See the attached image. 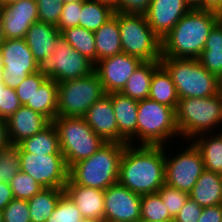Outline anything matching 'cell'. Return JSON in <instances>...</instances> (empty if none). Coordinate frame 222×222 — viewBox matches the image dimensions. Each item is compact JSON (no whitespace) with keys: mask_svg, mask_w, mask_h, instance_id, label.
Wrapping results in <instances>:
<instances>
[{"mask_svg":"<svg viewBox=\"0 0 222 222\" xmlns=\"http://www.w3.org/2000/svg\"><path fill=\"white\" fill-rule=\"evenodd\" d=\"M127 144L104 143L89 158L81 160L69 168L67 183L106 190L118 183L119 165Z\"/></svg>","mask_w":222,"mask_h":222,"instance_id":"3","label":"cell"},{"mask_svg":"<svg viewBox=\"0 0 222 222\" xmlns=\"http://www.w3.org/2000/svg\"><path fill=\"white\" fill-rule=\"evenodd\" d=\"M92 130L105 142L119 143V129L111 97L105 94L95 102L83 117Z\"/></svg>","mask_w":222,"mask_h":222,"instance_id":"19","label":"cell"},{"mask_svg":"<svg viewBox=\"0 0 222 222\" xmlns=\"http://www.w3.org/2000/svg\"><path fill=\"white\" fill-rule=\"evenodd\" d=\"M105 4L110 5L113 9H115L118 6V3L120 0H96Z\"/></svg>","mask_w":222,"mask_h":222,"instance_id":"52","label":"cell"},{"mask_svg":"<svg viewBox=\"0 0 222 222\" xmlns=\"http://www.w3.org/2000/svg\"><path fill=\"white\" fill-rule=\"evenodd\" d=\"M191 9L203 10V0H185Z\"/></svg>","mask_w":222,"mask_h":222,"instance_id":"51","label":"cell"},{"mask_svg":"<svg viewBox=\"0 0 222 222\" xmlns=\"http://www.w3.org/2000/svg\"><path fill=\"white\" fill-rule=\"evenodd\" d=\"M159 65L160 61H143L129 77L121 93L136 101L148 98L153 73Z\"/></svg>","mask_w":222,"mask_h":222,"instance_id":"26","label":"cell"},{"mask_svg":"<svg viewBox=\"0 0 222 222\" xmlns=\"http://www.w3.org/2000/svg\"><path fill=\"white\" fill-rule=\"evenodd\" d=\"M187 143V148L178 150L174 156L165 145V184L189 194L205 168L199 149L192 141Z\"/></svg>","mask_w":222,"mask_h":222,"instance_id":"11","label":"cell"},{"mask_svg":"<svg viewBox=\"0 0 222 222\" xmlns=\"http://www.w3.org/2000/svg\"><path fill=\"white\" fill-rule=\"evenodd\" d=\"M52 123L57 129L60 150L68 169L75 163L89 158L106 143L83 117L57 116Z\"/></svg>","mask_w":222,"mask_h":222,"instance_id":"7","label":"cell"},{"mask_svg":"<svg viewBox=\"0 0 222 222\" xmlns=\"http://www.w3.org/2000/svg\"><path fill=\"white\" fill-rule=\"evenodd\" d=\"M64 192L76 204L83 218L104 219V190L66 183Z\"/></svg>","mask_w":222,"mask_h":222,"instance_id":"22","label":"cell"},{"mask_svg":"<svg viewBox=\"0 0 222 222\" xmlns=\"http://www.w3.org/2000/svg\"><path fill=\"white\" fill-rule=\"evenodd\" d=\"M3 57L4 84L10 88L18 85L29 75L38 71L35 61L24 38L5 39L0 45Z\"/></svg>","mask_w":222,"mask_h":222,"instance_id":"13","label":"cell"},{"mask_svg":"<svg viewBox=\"0 0 222 222\" xmlns=\"http://www.w3.org/2000/svg\"><path fill=\"white\" fill-rule=\"evenodd\" d=\"M214 134V135H213ZM201 152L204 168L222 173V131L204 133L191 140Z\"/></svg>","mask_w":222,"mask_h":222,"instance_id":"25","label":"cell"},{"mask_svg":"<svg viewBox=\"0 0 222 222\" xmlns=\"http://www.w3.org/2000/svg\"><path fill=\"white\" fill-rule=\"evenodd\" d=\"M14 199L29 200L43 187L29 174L19 171L9 182Z\"/></svg>","mask_w":222,"mask_h":222,"instance_id":"34","label":"cell"},{"mask_svg":"<svg viewBox=\"0 0 222 222\" xmlns=\"http://www.w3.org/2000/svg\"><path fill=\"white\" fill-rule=\"evenodd\" d=\"M39 22L57 25L63 9L62 0H35Z\"/></svg>","mask_w":222,"mask_h":222,"instance_id":"38","label":"cell"},{"mask_svg":"<svg viewBox=\"0 0 222 222\" xmlns=\"http://www.w3.org/2000/svg\"><path fill=\"white\" fill-rule=\"evenodd\" d=\"M174 138H180L175 109L149 98L138 101L137 145L169 146Z\"/></svg>","mask_w":222,"mask_h":222,"instance_id":"6","label":"cell"},{"mask_svg":"<svg viewBox=\"0 0 222 222\" xmlns=\"http://www.w3.org/2000/svg\"><path fill=\"white\" fill-rule=\"evenodd\" d=\"M217 14V23L222 28V9L216 12Z\"/></svg>","mask_w":222,"mask_h":222,"instance_id":"56","label":"cell"},{"mask_svg":"<svg viewBox=\"0 0 222 222\" xmlns=\"http://www.w3.org/2000/svg\"><path fill=\"white\" fill-rule=\"evenodd\" d=\"M81 222H105L104 219L82 218Z\"/></svg>","mask_w":222,"mask_h":222,"instance_id":"57","label":"cell"},{"mask_svg":"<svg viewBox=\"0 0 222 222\" xmlns=\"http://www.w3.org/2000/svg\"><path fill=\"white\" fill-rule=\"evenodd\" d=\"M159 222H175L174 219L171 220H164V221H159Z\"/></svg>","mask_w":222,"mask_h":222,"instance_id":"61","label":"cell"},{"mask_svg":"<svg viewBox=\"0 0 222 222\" xmlns=\"http://www.w3.org/2000/svg\"><path fill=\"white\" fill-rule=\"evenodd\" d=\"M0 83H4L3 57L0 51Z\"/></svg>","mask_w":222,"mask_h":222,"instance_id":"53","label":"cell"},{"mask_svg":"<svg viewBox=\"0 0 222 222\" xmlns=\"http://www.w3.org/2000/svg\"><path fill=\"white\" fill-rule=\"evenodd\" d=\"M142 62L135 56L120 53L98 61L94 71L98 74L106 94L121 92Z\"/></svg>","mask_w":222,"mask_h":222,"instance_id":"15","label":"cell"},{"mask_svg":"<svg viewBox=\"0 0 222 222\" xmlns=\"http://www.w3.org/2000/svg\"><path fill=\"white\" fill-rule=\"evenodd\" d=\"M219 92H220V93H221V95H222V78L220 79Z\"/></svg>","mask_w":222,"mask_h":222,"instance_id":"59","label":"cell"},{"mask_svg":"<svg viewBox=\"0 0 222 222\" xmlns=\"http://www.w3.org/2000/svg\"><path fill=\"white\" fill-rule=\"evenodd\" d=\"M204 50H222V28L218 23L210 31Z\"/></svg>","mask_w":222,"mask_h":222,"instance_id":"46","label":"cell"},{"mask_svg":"<svg viewBox=\"0 0 222 222\" xmlns=\"http://www.w3.org/2000/svg\"><path fill=\"white\" fill-rule=\"evenodd\" d=\"M166 209L174 219L189 198V194L164 184L158 191Z\"/></svg>","mask_w":222,"mask_h":222,"instance_id":"37","label":"cell"},{"mask_svg":"<svg viewBox=\"0 0 222 222\" xmlns=\"http://www.w3.org/2000/svg\"><path fill=\"white\" fill-rule=\"evenodd\" d=\"M20 171V150L10 145L0 151V181L9 183Z\"/></svg>","mask_w":222,"mask_h":222,"instance_id":"36","label":"cell"},{"mask_svg":"<svg viewBox=\"0 0 222 222\" xmlns=\"http://www.w3.org/2000/svg\"><path fill=\"white\" fill-rule=\"evenodd\" d=\"M12 199H14V196L10 184L0 181V211H2Z\"/></svg>","mask_w":222,"mask_h":222,"instance_id":"48","label":"cell"},{"mask_svg":"<svg viewBox=\"0 0 222 222\" xmlns=\"http://www.w3.org/2000/svg\"><path fill=\"white\" fill-rule=\"evenodd\" d=\"M10 146L8 135H7V121L6 119L0 118V151Z\"/></svg>","mask_w":222,"mask_h":222,"instance_id":"49","label":"cell"},{"mask_svg":"<svg viewBox=\"0 0 222 222\" xmlns=\"http://www.w3.org/2000/svg\"><path fill=\"white\" fill-rule=\"evenodd\" d=\"M20 150V171L29 174L43 188L64 189L69 169L63 154L39 155Z\"/></svg>","mask_w":222,"mask_h":222,"instance_id":"12","label":"cell"},{"mask_svg":"<svg viewBox=\"0 0 222 222\" xmlns=\"http://www.w3.org/2000/svg\"><path fill=\"white\" fill-rule=\"evenodd\" d=\"M6 85L4 83H0V90L3 89Z\"/></svg>","mask_w":222,"mask_h":222,"instance_id":"62","label":"cell"},{"mask_svg":"<svg viewBox=\"0 0 222 222\" xmlns=\"http://www.w3.org/2000/svg\"><path fill=\"white\" fill-rule=\"evenodd\" d=\"M96 41V63L104 58L122 53L118 24V12L94 32Z\"/></svg>","mask_w":222,"mask_h":222,"instance_id":"24","label":"cell"},{"mask_svg":"<svg viewBox=\"0 0 222 222\" xmlns=\"http://www.w3.org/2000/svg\"><path fill=\"white\" fill-rule=\"evenodd\" d=\"M28 200L12 199L2 210L4 222H31Z\"/></svg>","mask_w":222,"mask_h":222,"instance_id":"39","label":"cell"},{"mask_svg":"<svg viewBox=\"0 0 222 222\" xmlns=\"http://www.w3.org/2000/svg\"><path fill=\"white\" fill-rule=\"evenodd\" d=\"M57 96L58 83L47 78L24 106L39 112L52 122L57 117Z\"/></svg>","mask_w":222,"mask_h":222,"instance_id":"27","label":"cell"},{"mask_svg":"<svg viewBox=\"0 0 222 222\" xmlns=\"http://www.w3.org/2000/svg\"><path fill=\"white\" fill-rule=\"evenodd\" d=\"M160 64L170 74L179 99L210 97L219 93L220 80L198 59L161 57Z\"/></svg>","mask_w":222,"mask_h":222,"instance_id":"5","label":"cell"},{"mask_svg":"<svg viewBox=\"0 0 222 222\" xmlns=\"http://www.w3.org/2000/svg\"><path fill=\"white\" fill-rule=\"evenodd\" d=\"M47 79L39 71L27 76L17 88H15L18 99L22 105H25L29 99H31L35 90Z\"/></svg>","mask_w":222,"mask_h":222,"instance_id":"40","label":"cell"},{"mask_svg":"<svg viewBox=\"0 0 222 222\" xmlns=\"http://www.w3.org/2000/svg\"><path fill=\"white\" fill-rule=\"evenodd\" d=\"M6 121L8 140L12 146H17L21 141L32 137L51 123L47 117L24 105L20 106Z\"/></svg>","mask_w":222,"mask_h":222,"instance_id":"18","label":"cell"},{"mask_svg":"<svg viewBox=\"0 0 222 222\" xmlns=\"http://www.w3.org/2000/svg\"><path fill=\"white\" fill-rule=\"evenodd\" d=\"M190 10L185 0H152L144 15L153 32L162 40Z\"/></svg>","mask_w":222,"mask_h":222,"instance_id":"17","label":"cell"},{"mask_svg":"<svg viewBox=\"0 0 222 222\" xmlns=\"http://www.w3.org/2000/svg\"><path fill=\"white\" fill-rule=\"evenodd\" d=\"M189 197L201 207L222 204L221 174L205 169L193 186Z\"/></svg>","mask_w":222,"mask_h":222,"instance_id":"23","label":"cell"},{"mask_svg":"<svg viewBox=\"0 0 222 222\" xmlns=\"http://www.w3.org/2000/svg\"><path fill=\"white\" fill-rule=\"evenodd\" d=\"M216 24V12L191 9L161 40V57L198 59Z\"/></svg>","mask_w":222,"mask_h":222,"instance_id":"2","label":"cell"},{"mask_svg":"<svg viewBox=\"0 0 222 222\" xmlns=\"http://www.w3.org/2000/svg\"><path fill=\"white\" fill-rule=\"evenodd\" d=\"M64 189L42 188L28 200L31 222H46L55 210Z\"/></svg>","mask_w":222,"mask_h":222,"instance_id":"30","label":"cell"},{"mask_svg":"<svg viewBox=\"0 0 222 222\" xmlns=\"http://www.w3.org/2000/svg\"><path fill=\"white\" fill-rule=\"evenodd\" d=\"M118 183L139 195L158 192L165 184V145L127 144Z\"/></svg>","mask_w":222,"mask_h":222,"instance_id":"1","label":"cell"},{"mask_svg":"<svg viewBox=\"0 0 222 222\" xmlns=\"http://www.w3.org/2000/svg\"><path fill=\"white\" fill-rule=\"evenodd\" d=\"M4 40H5V36L3 33V22H2L1 11H0V45L3 43Z\"/></svg>","mask_w":222,"mask_h":222,"instance_id":"54","label":"cell"},{"mask_svg":"<svg viewBox=\"0 0 222 222\" xmlns=\"http://www.w3.org/2000/svg\"><path fill=\"white\" fill-rule=\"evenodd\" d=\"M5 39L24 38L28 29L38 22V8L35 0H20L0 7Z\"/></svg>","mask_w":222,"mask_h":222,"instance_id":"16","label":"cell"},{"mask_svg":"<svg viewBox=\"0 0 222 222\" xmlns=\"http://www.w3.org/2000/svg\"><path fill=\"white\" fill-rule=\"evenodd\" d=\"M61 38V32L55 25L35 22L28 29L24 40L27 43L37 63L56 49L57 41Z\"/></svg>","mask_w":222,"mask_h":222,"instance_id":"21","label":"cell"},{"mask_svg":"<svg viewBox=\"0 0 222 222\" xmlns=\"http://www.w3.org/2000/svg\"><path fill=\"white\" fill-rule=\"evenodd\" d=\"M141 195L116 183L104 190L105 222H140Z\"/></svg>","mask_w":222,"mask_h":222,"instance_id":"14","label":"cell"},{"mask_svg":"<svg viewBox=\"0 0 222 222\" xmlns=\"http://www.w3.org/2000/svg\"><path fill=\"white\" fill-rule=\"evenodd\" d=\"M140 222H159L173 219L158 192L141 195Z\"/></svg>","mask_w":222,"mask_h":222,"instance_id":"33","label":"cell"},{"mask_svg":"<svg viewBox=\"0 0 222 222\" xmlns=\"http://www.w3.org/2000/svg\"><path fill=\"white\" fill-rule=\"evenodd\" d=\"M82 4L83 2L64 3L56 25L60 32L68 28L79 26Z\"/></svg>","mask_w":222,"mask_h":222,"instance_id":"41","label":"cell"},{"mask_svg":"<svg viewBox=\"0 0 222 222\" xmlns=\"http://www.w3.org/2000/svg\"><path fill=\"white\" fill-rule=\"evenodd\" d=\"M20 106L15 89L5 86L0 90V118H9Z\"/></svg>","mask_w":222,"mask_h":222,"instance_id":"42","label":"cell"},{"mask_svg":"<svg viewBox=\"0 0 222 222\" xmlns=\"http://www.w3.org/2000/svg\"><path fill=\"white\" fill-rule=\"evenodd\" d=\"M122 53L142 61L161 60V39L153 32L143 14L118 12Z\"/></svg>","mask_w":222,"mask_h":222,"instance_id":"8","label":"cell"},{"mask_svg":"<svg viewBox=\"0 0 222 222\" xmlns=\"http://www.w3.org/2000/svg\"><path fill=\"white\" fill-rule=\"evenodd\" d=\"M18 146L27 153L39 155L62 154L58 132L52 122L42 131L21 141Z\"/></svg>","mask_w":222,"mask_h":222,"instance_id":"29","label":"cell"},{"mask_svg":"<svg viewBox=\"0 0 222 222\" xmlns=\"http://www.w3.org/2000/svg\"><path fill=\"white\" fill-rule=\"evenodd\" d=\"M222 9V0H203V10L218 12Z\"/></svg>","mask_w":222,"mask_h":222,"instance_id":"50","label":"cell"},{"mask_svg":"<svg viewBox=\"0 0 222 222\" xmlns=\"http://www.w3.org/2000/svg\"><path fill=\"white\" fill-rule=\"evenodd\" d=\"M0 222H4L2 211H0Z\"/></svg>","mask_w":222,"mask_h":222,"instance_id":"60","label":"cell"},{"mask_svg":"<svg viewBox=\"0 0 222 222\" xmlns=\"http://www.w3.org/2000/svg\"><path fill=\"white\" fill-rule=\"evenodd\" d=\"M61 38L94 65L96 64V41L93 31L76 26L63 30Z\"/></svg>","mask_w":222,"mask_h":222,"instance_id":"32","label":"cell"},{"mask_svg":"<svg viewBox=\"0 0 222 222\" xmlns=\"http://www.w3.org/2000/svg\"><path fill=\"white\" fill-rule=\"evenodd\" d=\"M198 61L219 80L222 78V50H203Z\"/></svg>","mask_w":222,"mask_h":222,"instance_id":"43","label":"cell"},{"mask_svg":"<svg viewBox=\"0 0 222 222\" xmlns=\"http://www.w3.org/2000/svg\"><path fill=\"white\" fill-rule=\"evenodd\" d=\"M175 113L180 139H183L185 144L186 141H191L198 135L214 133L216 130L218 132L219 129L222 131L220 92L210 97L179 99Z\"/></svg>","mask_w":222,"mask_h":222,"instance_id":"4","label":"cell"},{"mask_svg":"<svg viewBox=\"0 0 222 222\" xmlns=\"http://www.w3.org/2000/svg\"><path fill=\"white\" fill-rule=\"evenodd\" d=\"M148 98L175 110L177 108L179 98L175 84L168 71L161 64L154 70Z\"/></svg>","mask_w":222,"mask_h":222,"instance_id":"28","label":"cell"},{"mask_svg":"<svg viewBox=\"0 0 222 222\" xmlns=\"http://www.w3.org/2000/svg\"><path fill=\"white\" fill-rule=\"evenodd\" d=\"M119 129V143L137 145V108L138 101L121 92L108 94Z\"/></svg>","mask_w":222,"mask_h":222,"instance_id":"20","label":"cell"},{"mask_svg":"<svg viewBox=\"0 0 222 222\" xmlns=\"http://www.w3.org/2000/svg\"><path fill=\"white\" fill-rule=\"evenodd\" d=\"M106 94L98 74L58 83L57 116L84 117L89 108Z\"/></svg>","mask_w":222,"mask_h":222,"instance_id":"9","label":"cell"},{"mask_svg":"<svg viewBox=\"0 0 222 222\" xmlns=\"http://www.w3.org/2000/svg\"><path fill=\"white\" fill-rule=\"evenodd\" d=\"M95 65L63 38L57 41L52 55L44 57L38 63V71L57 83L89 76Z\"/></svg>","mask_w":222,"mask_h":222,"instance_id":"10","label":"cell"},{"mask_svg":"<svg viewBox=\"0 0 222 222\" xmlns=\"http://www.w3.org/2000/svg\"><path fill=\"white\" fill-rule=\"evenodd\" d=\"M85 0H62V3H74V2H83Z\"/></svg>","mask_w":222,"mask_h":222,"instance_id":"58","label":"cell"},{"mask_svg":"<svg viewBox=\"0 0 222 222\" xmlns=\"http://www.w3.org/2000/svg\"><path fill=\"white\" fill-rule=\"evenodd\" d=\"M152 0H120L115 12L125 14H145Z\"/></svg>","mask_w":222,"mask_h":222,"instance_id":"45","label":"cell"},{"mask_svg":"<svg viewBox=\"0 0 222 222\" xmlns=\"http://www.w3.org/2000/svg\"><path fill=\"white\" fill-rule=\"evenodd\" d=\"M202 209L197 202L192 200L190 197L187 202L179 211L178 215L174 218L175 222H198Z\"/></svg>","mask_w":222,"mask_h":222,"instance_id":"44","label":"cell"},{"mask_svg":"<svg viewBox=\"0 0 222 222\" xmlns=\"http://www.w3.org/2000/svg\"><path fill=\"white\" fill-rule=\"evenodd\" d=\"M82 218L76 204L64 192L60 196L55 210L46 222H81Z\"/></svg>","mask_w":222,"mask_h":222,"instance_id":"35","label":"cell"},{"mask_svg":"<svg viewBox=\"0 0 222 222\" xmlns=\"http://www.w3.org/2000/svg\"><path fill=\"white\" fill-rule=\"evenodd\" d=\"M222 204L215 206L203 207L202 214L198 222H221Z\"/></svg>","mask_w":222,"mask_h":222,"instance_id":"47","label":"cell"},{"mask_svg":"<svg viewBox=\"0 0 222 222\" xmlns=\"http://www.w3.org/2000/svg\"><path fill=\"white\" fill-rule=\"evenodd\" d=\"M114 9L96 0H85L82 4L79 26L95 32L113 15Z\"/></svg>","mask_w":222,"mask_h":222,"instance_id":"31","label":"cell"},{"mask_svg":"<svg viewBox=\"0 0 222 222\" xmlns=\"http://www.w3.org/2000/svg\"><path fill=\"white\" fill-rule=\"evenodd\" d=\"M18 1H20V0H0V7L10 5V4H13Z\"/></svg>","mask_w":222,"mask_h":222,"instance_id":"55","label":"cell"}]
</instances>
